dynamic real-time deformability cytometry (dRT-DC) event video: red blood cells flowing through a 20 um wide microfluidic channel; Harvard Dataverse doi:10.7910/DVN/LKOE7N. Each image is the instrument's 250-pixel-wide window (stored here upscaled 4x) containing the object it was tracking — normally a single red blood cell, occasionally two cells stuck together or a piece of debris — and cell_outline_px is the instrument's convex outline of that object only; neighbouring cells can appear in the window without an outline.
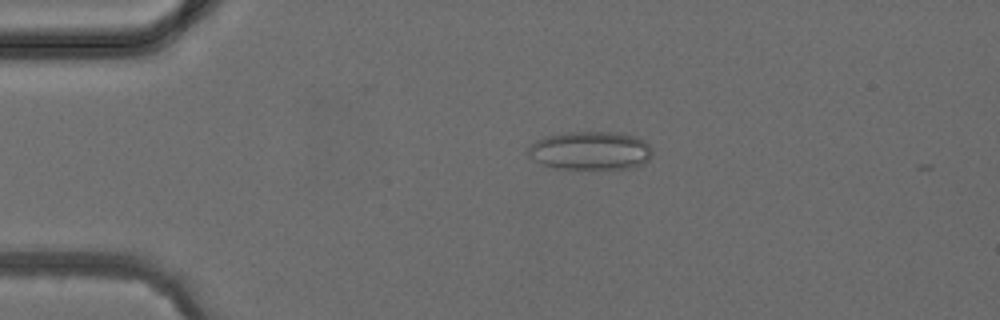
{"species": "common noctule bat (a hibernating species)", "species_latin": "Nyctalus noctula", "temperature_condition": "cold", "stored_images_in_passage": 4, "camera_frame_rate_fps": 3000, "um_per_image_px": 0.085, "animal": {"sex": "female", "body_mass_g": 24.6, "forearm_length_mm": 56.2}, "frame": {"image": 1, "passage_image": 3, "time_ms": 2.333, "image_size_px": [1000, 320], "cell_outline_px": [[652, 152], [648, 160], [644, 164], [632, 168], [556, 168], [544, 164], [528, 156], [528, 148], [536, 140], [544, 136], [564, 132], [620, 132], [636, 136], [644, 140], [648, 144]], "centroid_in_image_um": [50.2, 12.78], "position_along_channel_um": 34.8, "area_um2": 27.8}}